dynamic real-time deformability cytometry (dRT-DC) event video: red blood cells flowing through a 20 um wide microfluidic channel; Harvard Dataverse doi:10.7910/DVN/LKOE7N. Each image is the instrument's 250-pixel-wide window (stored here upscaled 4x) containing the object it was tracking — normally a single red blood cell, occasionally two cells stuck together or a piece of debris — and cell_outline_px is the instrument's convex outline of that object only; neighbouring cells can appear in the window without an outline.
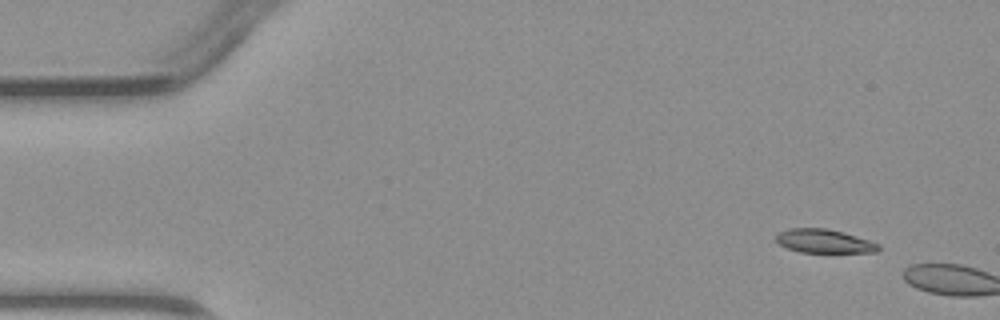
{"species": "common noctule bat (a hibernating species)", "species_latin": "Nyctalus noctula", "temperature_condition": "warm", "stored_images_in_passage": 2, "camera_frame_rate_fps": 3000, "um_per_image_px": 0.085, "animal": {"sex": "male", "body_mass_g": 23.1, "forearm_length_mm": 52.7}, "frame": {"image": 1, "passage_image": 1, "time_ms": 0.0, "image_size_px": [1000, 320], "cell_outline_px": [[880, 248], [876, 252], [800, 252], [788, 248], [780, 244], [776, 240], [776, 236], [780, 232], [788, 228], [828, 228], [844, 232], [880, 244]], "centroid_in_image_um": [70.06, 20.49], "position_along_channel_um": 14.9, "area_um2": 14.05}}